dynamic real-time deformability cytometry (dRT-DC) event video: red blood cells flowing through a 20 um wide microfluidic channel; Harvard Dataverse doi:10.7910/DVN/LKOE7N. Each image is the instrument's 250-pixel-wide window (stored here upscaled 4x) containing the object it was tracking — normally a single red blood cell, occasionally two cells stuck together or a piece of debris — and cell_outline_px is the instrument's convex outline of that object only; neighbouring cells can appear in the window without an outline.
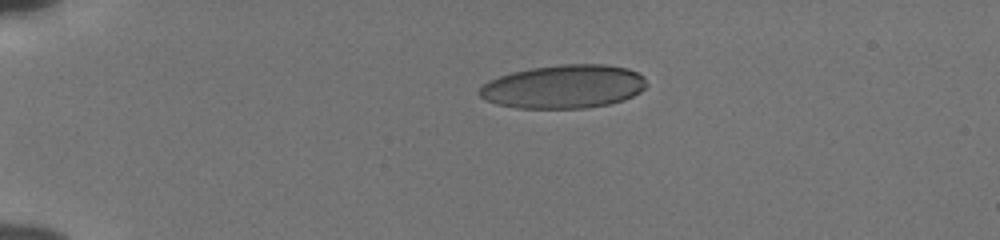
{"species": "human", "species_latin": "Homo sapiens", "temperature_condition": "cold", "stored_images_in_passage": 43, "camera_frame_rate_fps": 3000, "um_per_image_px": 0.085, "donor": {"sex": "male"}, "frame": {"image": 1, "passage_image": 1, "time_ms": 0.0, "image_size_px": [1000, 240], "cell_outline_px": [[648, 84], [640, 92], [624, 100], [608, 104], [584, 108], [516, 108], [496, 104], [484, 100], [476, 92], [488, 80], [512, 72], [532, 68], [560, 64], [604, 64], [628, 68], [644, 76]], "centroid_in_image_um": [47.91, 7.36], "position_along_channel_um": 37.1, "area_um2": 42.6}}
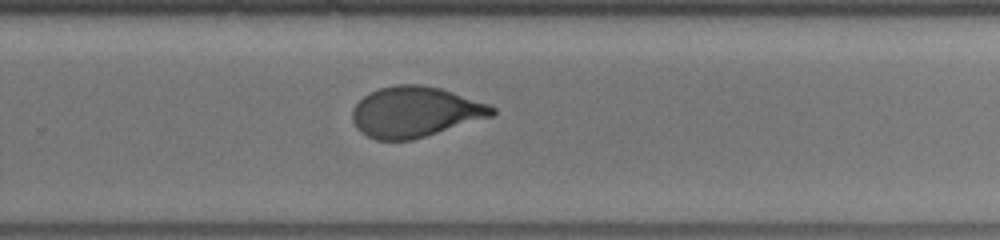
{"frame": {"image": 2, "passage_image": 26, "time_ms": 8.333, "image_size_px": [1000, 240], "cell_outline_px": [[496, 112], [492, 116], [412, 140], [376, 140], [360, 132], [356, 128], [352, 120], [352, 108], [368, 92], [380, 88], [396, 84], [420, 84], [440, 88], [488, 104], [496, 108]], "centroid_in_image_um": [35.25, 9.51], "position_along_channel_um": 294.6, "area_um2": 41.04}}
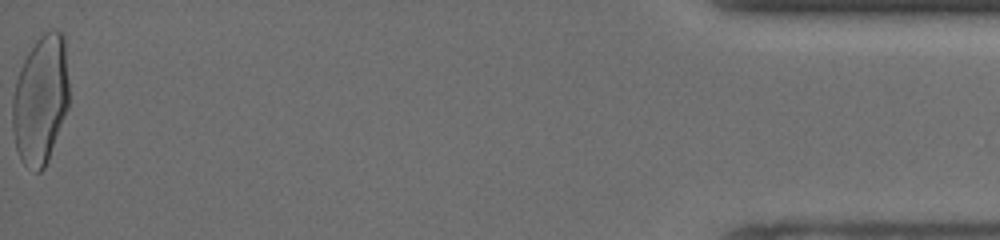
{"frame": {"image": 3, "passage_image": 43, "time_ms": 14.0, "image_size_px": [1000, 240], "cell_outline_px": [[68, 108], [48, 160], [44, 168], [40, 172], [36, 172], [24, 164], [20, 160], [16, 148], [12, 128], [12, 96], [16, 80], [20, 68], [28, 52], [36, 40], [44, 32], [52, 28], [56, 28], [64, 32], [68, 80]], "centroid_in_image_um": [3.45, 8.45], "position_along_channel_um": 431.8, "area_um2": 42.89}, "authors_computed_cell_mechanics": {"area_um2": 41.9628, "velocity_mm_per_s": 3.8532, "shape_relaxation_time_tau1_ms": 5.1817, "shape_relaxation_time_tau2_ms": 0.966, "deformation_change_tau1": 0.195, "deformation_change_tau2": 0.0661}}